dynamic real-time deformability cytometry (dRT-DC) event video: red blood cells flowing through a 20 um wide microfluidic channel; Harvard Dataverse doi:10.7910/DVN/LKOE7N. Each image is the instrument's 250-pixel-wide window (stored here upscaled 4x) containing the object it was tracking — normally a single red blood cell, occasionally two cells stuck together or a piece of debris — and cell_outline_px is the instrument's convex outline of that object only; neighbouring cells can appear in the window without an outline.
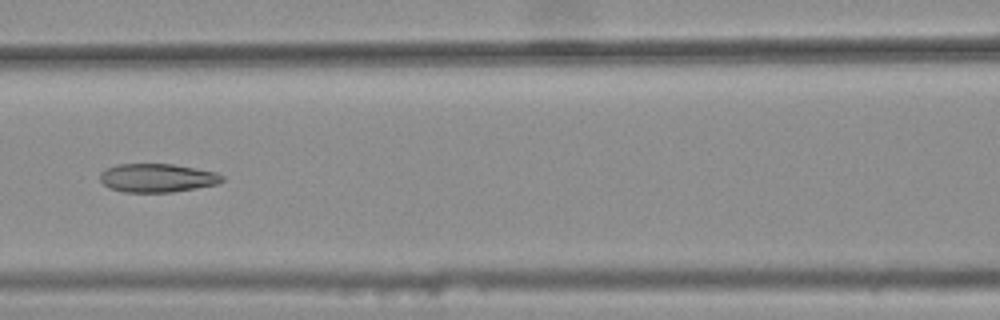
{"species": "common noctule bat (a hibernating species)", "species_latin": "Nyctalus noctula", "temperature_condition": "warm", "stored_images_in_passage": 8, "camera_frame_rate_fps": 3000, "um_per_image_px": 0.085, "animal": {"sex": "female", "body_mass_g": 25.1}, "frame": {"image": 1, "passage_image": 7, "time_ms": 2.0, "image_size_px": [1000, 320], "cell_outline_px": [[224, 180], [216, 184], [196, 188], [172, 192], [124, 192], [108, 188], [100, 180], [100, 172], [104, 168], [116, 164], [172, 164], [216, 172], [224, 176]], "centroid_in_image_um": [13.32, 15.12], "position_along_channel_um": 153.3, "area_um2": 20.4}}
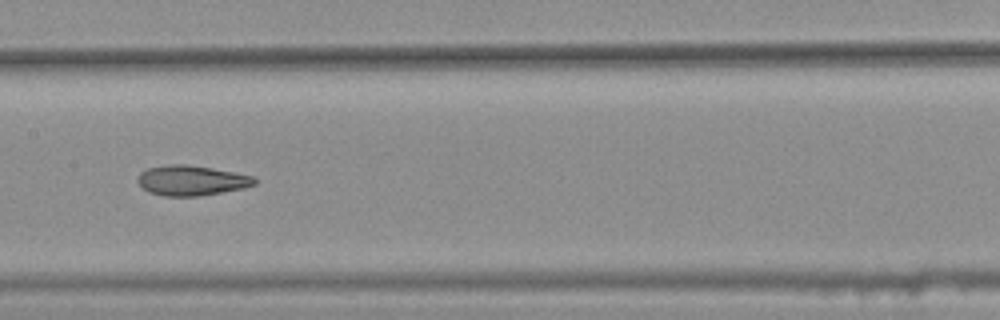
{"frame": {"image": 2, "passage_image": 8, "time_ms": 2.333, "image_size_px": [1000, 320], "cell_outline_px": [[256, 184], [244, 188], [200, 196], [164, 196], [148, 192], [136, 180], [140, 172], [148, 168], [168, 164], [188, 164], [212, 168], [252, 176], [256, 180]], "centroid_in_image_um": [16.25, 15.34], "position_along_channel_um": 191.2, "area_um2": 20.46}}